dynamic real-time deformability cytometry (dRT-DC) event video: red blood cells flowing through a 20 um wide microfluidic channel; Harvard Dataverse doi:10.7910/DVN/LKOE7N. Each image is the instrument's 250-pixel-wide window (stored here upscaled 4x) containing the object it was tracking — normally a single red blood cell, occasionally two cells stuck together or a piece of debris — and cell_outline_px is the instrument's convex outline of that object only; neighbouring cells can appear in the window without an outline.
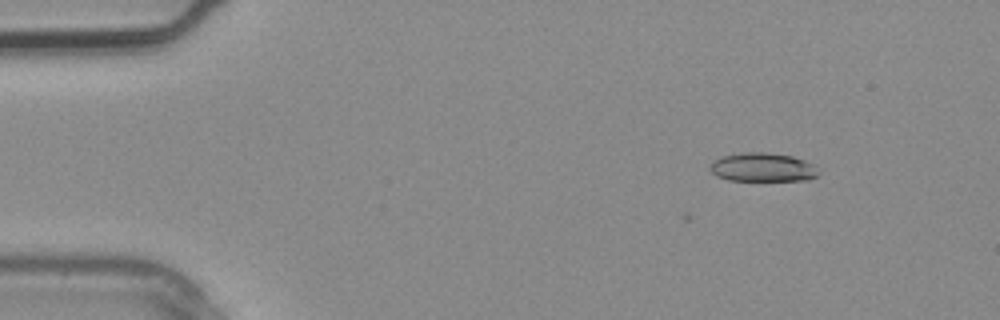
{"species": "common noctule bat (a hibernating species)", "species_latin": "Nyctalus noctula", "temperature_condition": "warm", "stored_images_in_passage": 3, "camera_frame_rate_fps": 3000, "um_per_image_px": 0.085, "animal": {"sex": "male", "body_mass_g": 20.4}, "frame": {"image": 1, "passage_image": 2, "time_ms": 0.333, "image_size_px": [1000, 320], "cell_outline_px": [[820, 172], [816, 176], [808, 180], [728, 180], [716, 176], [708, 168], [708, 164], [712, 160], [724, 156], [744, 152], [768, 152], [792, 156], [804, 160], [812, 164]], "centroid_in_image_um": [64.79, 14.21], "position_along_channel_um": 20.2, "area_um2": 18.26}}